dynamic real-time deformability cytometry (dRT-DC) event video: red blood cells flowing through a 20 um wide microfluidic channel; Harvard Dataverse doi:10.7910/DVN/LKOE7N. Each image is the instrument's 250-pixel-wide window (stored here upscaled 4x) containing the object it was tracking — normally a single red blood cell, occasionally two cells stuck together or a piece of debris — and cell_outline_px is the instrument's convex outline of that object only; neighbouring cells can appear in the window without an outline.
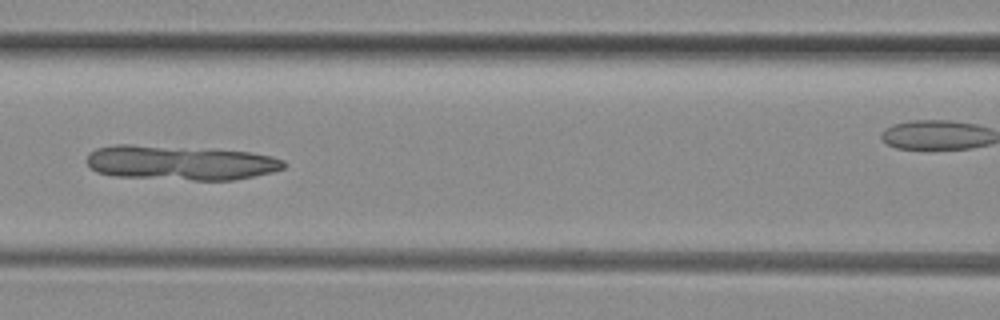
{"species": "common noctule bat (a hibernating species)", "species_latin": "Nyctalus noctula", "temperature_condition": "room temperature", "stored_images_in_passage": 42, "camera_frame_rate_fps": 3000, "um_per_image_px": 0.085, "animal": {"sex": "female", "body_mass_g": 29.2, "forearm_length_mm": 56.3}, "frame": {"image": 1, "passage_image": 18, "time_ms": 5.667, "image_size_px": [1000, 320], "cell_outline_px": [[284, 168], [272, 172], [232, 180], [192, 180], [116, 176], [96, 172], [88, 164], [88, 152], [96, 148], [116, 144], [128, 144], [248, 152], [272, 156], [284, 160]], "centroid_in_image_um": [15.29, 13.84], "position_along_channel_um": 151.3, "area_um2": 39.25}}
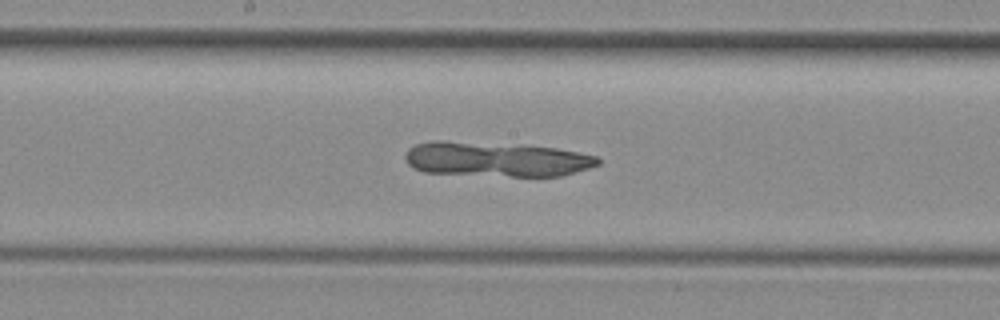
{"frame": {"image": 2, "passage_image": 22, "time_ms": 7.0, "image_size_px": [1000, 320], "cell_outline_px": [[600, 164], [588, 168], [560, 176], [512, 176], [424, 172], [412, 168], [408, 164], [404, 156], [408, 148], [416, 144], [432, 140], [444, 140], [556, 148], [596, 156], [600, 160]], "centroid_in_image_um": [42.12, 13.53], "position_along_channel_um": 206.1, "area_um2": 38.61}}